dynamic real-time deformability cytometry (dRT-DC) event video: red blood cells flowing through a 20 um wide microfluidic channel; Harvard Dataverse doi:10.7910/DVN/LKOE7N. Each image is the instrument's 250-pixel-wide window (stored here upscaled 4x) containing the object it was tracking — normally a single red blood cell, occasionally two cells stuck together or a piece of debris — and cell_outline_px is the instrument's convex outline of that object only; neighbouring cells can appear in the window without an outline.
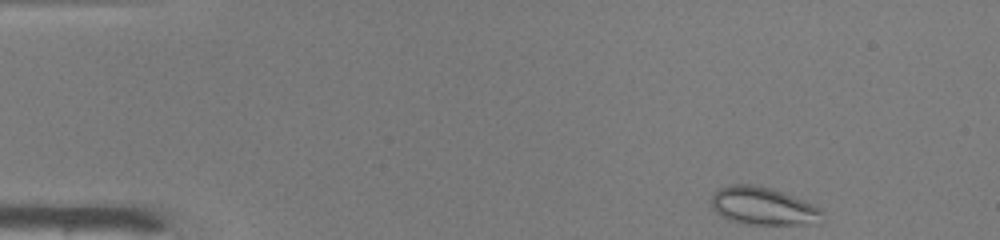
{"species": "common noctule bat (a hibernating species)", "species_latin": "Nyctalus noctula", "temperature_condition": "warm", "stored_images_in_passage": 44, "camera_frame_rate_fps": 3000, "um_per_image_px": 0.085, "animal": {"sex": "male", "body_mass_g": 19.0, "forearm_length_mm": 50.8}, "frame": {"image": 1, "passage_image": 1, "time_ms": 0.0, "image_size_px": [1000, 240], "cell_outline_px": [[824, 220], [820, 224], [744, 224], [728, 220], [720, 216], [712, 208], [712, 196], [720, 188], [732, 184], [752, 184], [772, 188], [784, 192], [804, 200], [820, 208], [824, 212]], "centroid_in_image_um": [64.91, 17.53], "position_along_channel_um": 20.1, "area_um2": 24.8}}
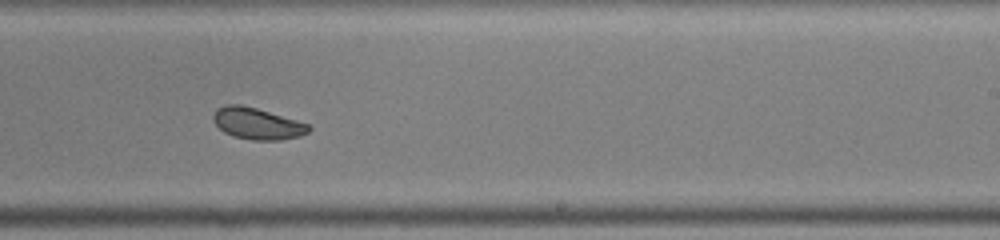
{"frame": {"image": 2, "passage_image": 26, "time_ms": 8.333, "image_size_px": [1000, 240], "cell_outline_px": [[312, 128], [308, 132], [300, 136], [280, 140], [252, 140], [232, 136], [224, 132], [212, 120], [212, 116], [216, 108], [228, 104], [240, 104], [256, 108], [312, 124]], "centroid_in_image_um": [21.88, 10.5], "position_along_channel_um": 267.1, "area_um2": 17.74}}
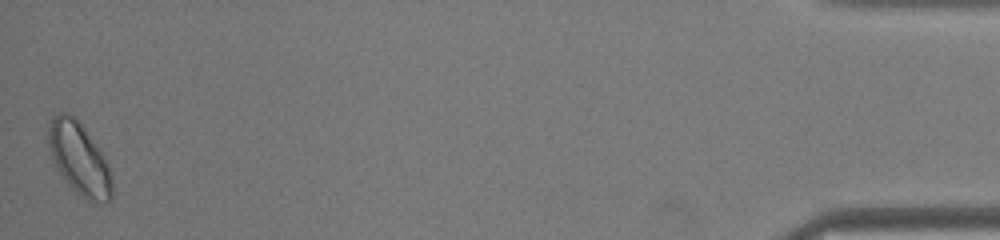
{"frame": {"image": 3, "passage_image": 44, "time_ms": 14.333, "image_size_px": [1000, 240], "cell_outline_px": [[112, 200], [108, 204], [104, 204], [88, 200], [76, 192], [68, 184], [52, 160], [48, 148], [48, 124], [52, 116], [60, 112], [68, 112], [84, 128], [108, 164], [112, 176]], "centroid_in_image_um": [6.73, 13.52], "position_along_channel_um": 428.5, "area_um2": 26.65}, "authors_computed_cell_mechanics": {"area_um2": 18.9873, "velocity_mm_per_s": 4.1296, "shape_relaxation_time_tau1_ms": 7.4801, "shape_relaxation_time_tau2_ms": 6.3019, "deformation_change_tau1": 0.1242, "deformation_change_tau2": 0.0864}}